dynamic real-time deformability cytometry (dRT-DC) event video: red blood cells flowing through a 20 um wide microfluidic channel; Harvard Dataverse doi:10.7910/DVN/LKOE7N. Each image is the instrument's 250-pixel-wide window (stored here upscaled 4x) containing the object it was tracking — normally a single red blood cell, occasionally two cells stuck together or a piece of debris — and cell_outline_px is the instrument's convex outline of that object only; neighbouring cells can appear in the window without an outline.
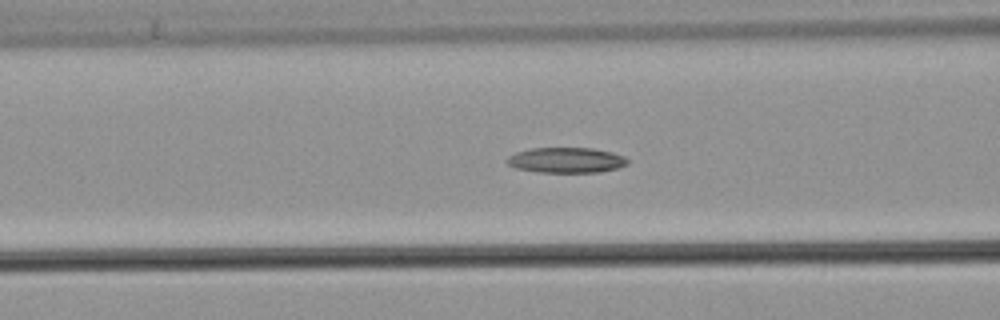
{"species": "common noctule bat (a hibernating species)", "species_latin": "Nyctalus noctula", "temperature_condition": "warm", "stored_images_in_passage": 47, "camera_frame_rate_fps": 3000, "um_per_image_px": 0.085, "animal": {"sex": "male", "body_mass_g": 21.5, "forearm_length_mm": 52.0}, "frame": {"image": 1, "passage_image": 14, "time_ms": 4.333, "image_size_px": [1000, 320], "cell_outline_px": [[628, 164], [616, 168], [600, 172], [536, 172], [516, 168], [508, 164], [504, 160], [508, 156], [516, 152], [532, 148], [592, 148], [612, 152], [624, 156], [628, 160]], "centroid_in_image_um": [48.11, 13.61], "position_along_channel_um": 118.5, "area_um2": 17.86}}